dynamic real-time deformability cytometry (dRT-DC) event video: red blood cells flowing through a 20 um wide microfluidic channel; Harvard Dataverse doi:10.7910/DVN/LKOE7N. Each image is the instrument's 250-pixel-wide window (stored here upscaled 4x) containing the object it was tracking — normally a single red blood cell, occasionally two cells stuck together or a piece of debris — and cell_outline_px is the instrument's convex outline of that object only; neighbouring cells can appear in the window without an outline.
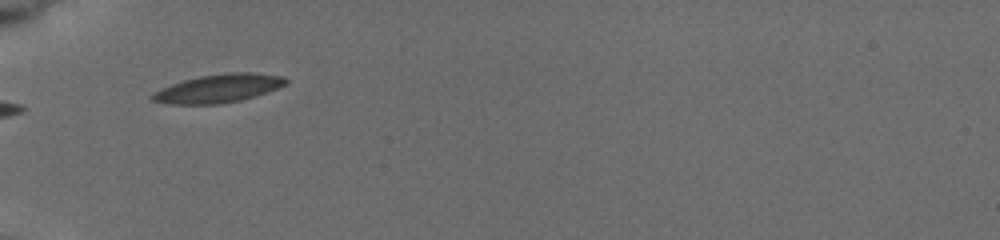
{"species": "common noctule bat (a hibernating species)", "species_latin": "Nyctalus noctula", "temperature_condition": "cold", "stored_images_in_passage": 4, "camera_frame_rate_fps": 3000, "um_per_image_px": 0.085, "animal": {"sex": "female", "body_mass_g": 19.5, "forearm_length_mm": 54.1}, "frame": {"image": 1, "passage_image": 3, "time_ms": 1.667, "image_size_px": [1000, 240], "cell_outline_px": [[288, 84], [240, 100], [220, 104], [172, 104], [152, 100], [148, 96], [152, 92], [172, 84], [184, 80], [200, 76], [224, 72], [252, 72], [284, 76], [288, 80]], "centroid_in_image_um": [18.55, 7.5], "position_along_channel_um": 66.4, "area_um2": 21.96}}
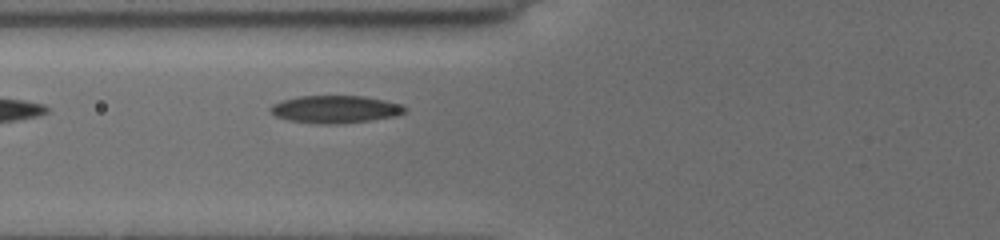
{"frame": {"image": 2, "passage_image": 4, "time_ms": 2.667, "image_size_px": [1000, 240], "cell_outline_px": [[408, 112], [396, 116], [372, 120], [340, 124], [316, 124], [288, 120], [276, 116], [268, 112], [268, 108], [272, 104], [280, 100], [300, 96], [364, 96], [404, 104]], "centroid_in_image_um": [28.5, 9.29], "position_along_channel_um": 97.3, "area_um2": 22.02}}